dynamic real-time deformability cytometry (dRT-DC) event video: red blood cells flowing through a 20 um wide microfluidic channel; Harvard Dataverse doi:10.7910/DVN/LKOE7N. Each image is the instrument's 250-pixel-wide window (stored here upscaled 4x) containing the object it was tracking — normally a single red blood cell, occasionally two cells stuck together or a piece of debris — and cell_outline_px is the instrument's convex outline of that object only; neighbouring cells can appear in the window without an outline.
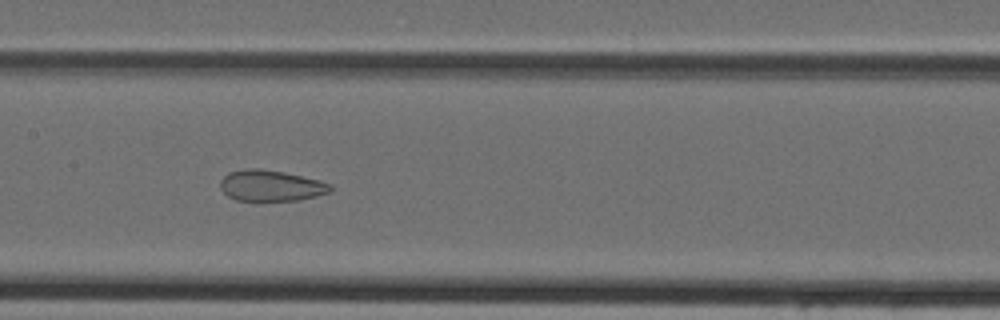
{"species": "Egyptian fruit bat (a non-hibernating species)", "species_latin": "Rousettus aegyptiacus", "temperature_condition": "cold", "stored_images_in_passage": 41, "camera_frame_rate_fps": 3000, "um_per_image_px": 0.085, "animal": {"sex": "female"}, "frame": {"image": 1, "passage_image": 17, "time_ms": 5.333, "image_size_px": [1000, 320], "cell_outline_px": [[332, 192], [300, 200], [256, 204], [236, 200], [228, 196], [220, 188], [220, 180], [228, 172], [244, 168], [260, 168], [284, 172], [320, 180], [332, 184]], "centroid_in_image_um": [23.01, 15.82], "position_along_channel_um": 184.4, "area_um2": 20.98}}
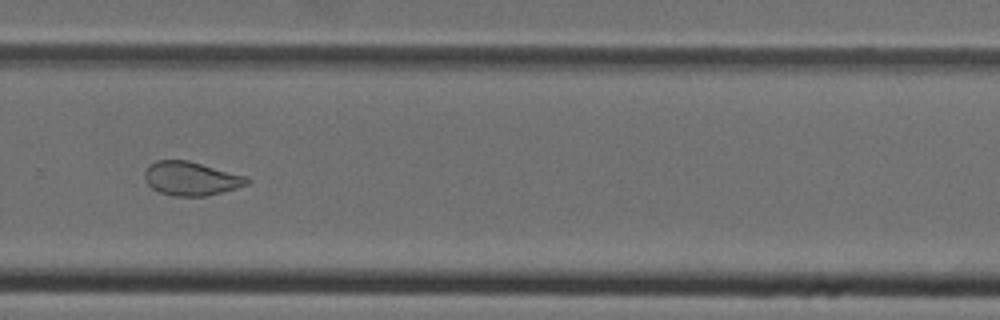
{"frame": {"image": 2, "passage_image": 26, "time_ms": 8.333, "image_size_px": [1000, 320], "cell_outline_px": [[252, 180], [248, 184], [236, 188], [208, 196], [176, 196], [160, 192], [152, 188], [144, 180], [144, 172], [148, 164], [156, 160], [188, 160], [248, 176]], "centroid_in_image_um": [16.25, 15.17], "position_along_channel_um": 313.5, "area_um2": 20.4}}
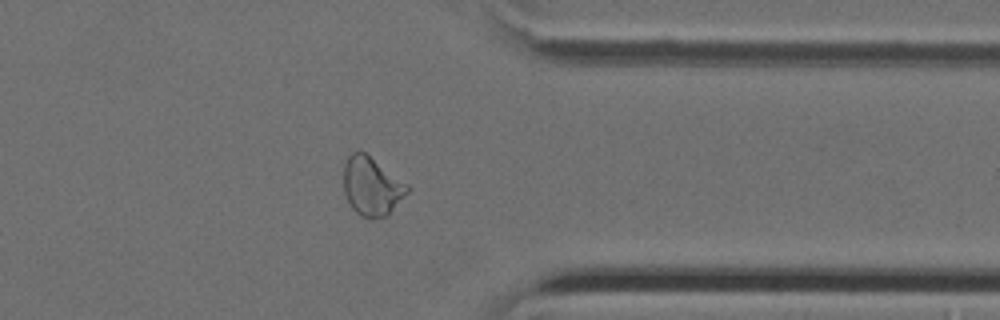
{"frame": {"image": 3, "passage_image": 31, "time_ms": 10.0, "image_size_px": [1000, 320], "cell_outline_px": [[408, 192], [388, 216], [360, 216], [352, 208], [344, 192], [344, 164], [348, 156], [352, 152], [364, 152], [408, 184]], "centroid_in_image_um": [31.59, 15.83], "position_along_channel_um": 379.8, "area_um2": 21.33}}